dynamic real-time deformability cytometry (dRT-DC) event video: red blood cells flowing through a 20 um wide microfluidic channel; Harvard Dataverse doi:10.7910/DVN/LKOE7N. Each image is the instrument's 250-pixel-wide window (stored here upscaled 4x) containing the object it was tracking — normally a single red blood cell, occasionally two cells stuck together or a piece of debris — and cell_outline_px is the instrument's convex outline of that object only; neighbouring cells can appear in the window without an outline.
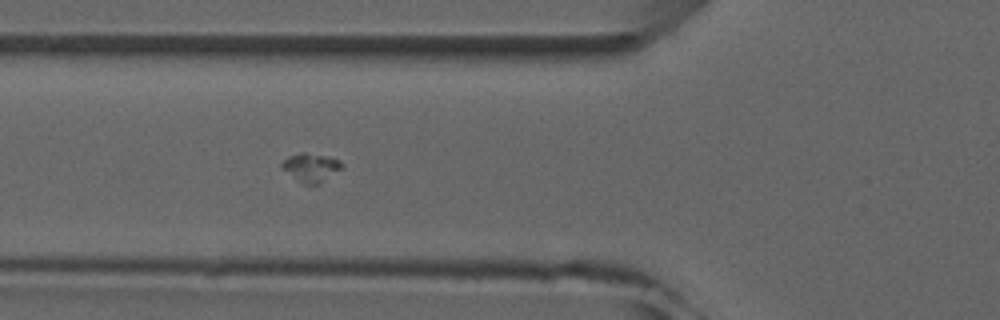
{"species": "common noctule bat (a hibernating species)", "species_latin": "Nyctalus noctula", "temperature_condition": "room temperature", "stored_images_in_passage": 5, "camera_frame_rate_fps": 3000, "um_per_image_px": 0.085, "animal": {"sex": "male", "forearm_length_mm": 52.5}, "frame": {"image": 1, "passage_image": 5, "time_ms": 4.333, "image_size_px": [1000, 320], "cell_outline_px": [[344, 168], [320, 184], [304, 184], [296, 180], [280, 168], [280, 164], [288, 156], [300, 152], [304, 152], [328, 156], [340, 160]], "centroid_in_image_um": [26.43, 14.24], "position_along_channel_um": 99.4, "area_um2": 10.29}}